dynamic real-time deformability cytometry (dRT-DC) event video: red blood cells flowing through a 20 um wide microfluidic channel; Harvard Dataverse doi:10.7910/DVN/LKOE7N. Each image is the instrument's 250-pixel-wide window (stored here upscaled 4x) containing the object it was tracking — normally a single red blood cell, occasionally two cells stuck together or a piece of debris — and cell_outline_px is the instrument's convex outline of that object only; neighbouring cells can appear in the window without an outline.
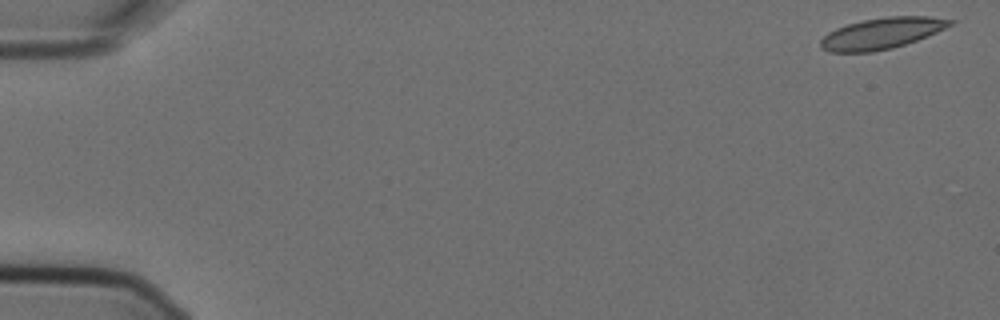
{"species": "Egyptian fruit bat (a non-hibernating species)", "species_latin": "Rousettus aegyptiacus", "temperature_condition": "cold", "stored_images_in_passage": 6, "segment_of_instrument_passage": [2, 2], "camera_frame_rate_fps": 3000, "um_per_image_px": 0.085, "animal": {"sex": "female"}, "frame": {"image": 1, "passage_image": 6, "time_ms": 1.667, "image_size_px": [1000, 320], "cell_outline_px": [[956, 20], [952, 24], [928, 36], [892, 48], [872, 52], [828, 52], [820, 48], [820, 40], [828, 32], [836, 28], [848, 24], [864, 20], [888, 16], [928, 16]], "centroid_in_image_um": [74.92, 2.83], "position_along_channel_um": 10.1, "area_um2": 23.41}}